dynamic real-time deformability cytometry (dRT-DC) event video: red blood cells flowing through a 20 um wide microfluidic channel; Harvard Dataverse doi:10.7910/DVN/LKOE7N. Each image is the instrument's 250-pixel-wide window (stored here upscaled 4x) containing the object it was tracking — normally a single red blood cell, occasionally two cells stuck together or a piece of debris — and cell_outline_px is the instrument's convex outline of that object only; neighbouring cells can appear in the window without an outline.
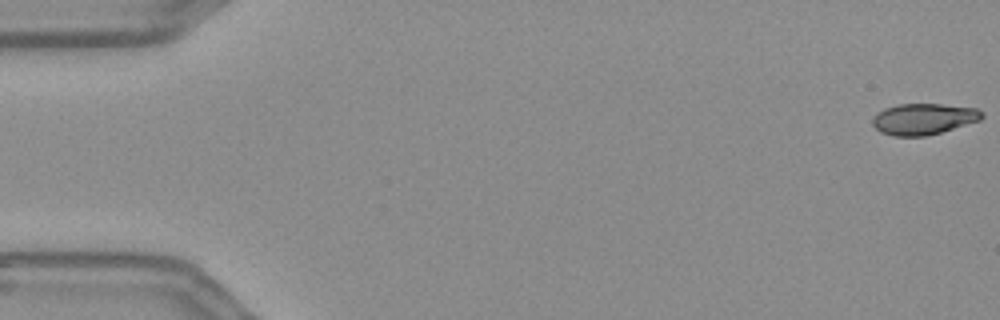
{"species": "Egyptian fruit bat (a non-hibernating species)", "species_latin": "Rousettus aegyptiacus", "temperature_condition": "warm", "stored_images_in_passage": 56, "camera_frame_rate_fps": 3000, "um_per_image_px": 0.085, "frame": {"image": 1, "passage_image": 1, "time_ms": 0.0, "image_size_px": [1000, 320], "cell_outline_px": [[984, 116], [980, 120], [940, 132], [924, 136], [892, 136], [880, 132], [872, 124], [872, 116], [876, 112], [884, 108], [900, 104], [940, 104], [976, 108], [984, 112]], "centroid_in_image_um": [78.46, 10.11], "position_along_channel_um": 6.5, "area_um2": 19.88}}
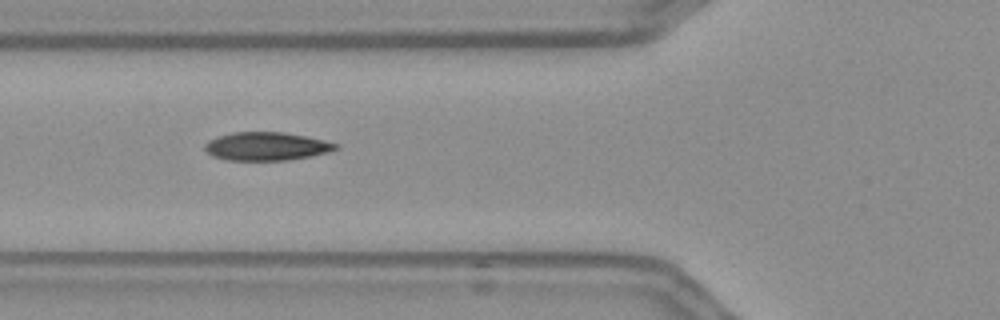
{"frame": {"image": 2, "passage_image": 21, "time_ms": 6.667, "image_size_px": [1000, 320], "cell_outline_px": [[340, 148], [328, 152], [312, 156], [288, 160], [224, 160], [212, 156], [204, 148], [204, 144], [208, 140], [232, 132], [284, 132], [324, 140], [340, 144]], "centroid_in_image_um": [22.66, 12.44], "position_along_channel_um": 103.1, "area_um2": 21.68}}
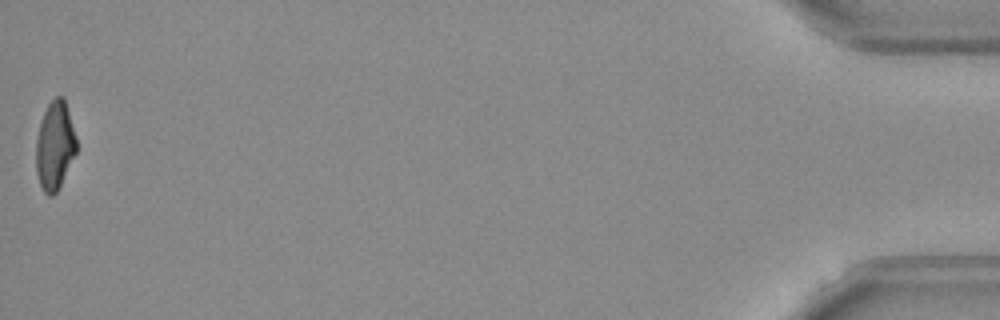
{"frame": {"image": 3, "passage_image": 56, "time_ms": 18.333, "image_size_px": [1000, 320], "cell_outline_px": [[76, 152], [56, 192], [52, 196], [48, 196], [44, 192], [40, 184], [36, 172], [36, 140], [40, 124], [44, 112], [48, 104], [56, 96], [64, 96], [76, 136]], "centroid_in_image_um": [4.65, 12.36], "position_along_channel_um": 430.5, "area_um2": 20.58}, "authors_computed_cell_mechanics": {"area_um2": 21.3282, "velocity_mm_per_s": 3.6496, "shape_relaxation_time_tau1_ms": 7.8774, "shape_relaxation_time_tau2_ms": 1.5337, "deformation_change_tau1": 0.2252, "deformation_change_tau2": 0.0721}}